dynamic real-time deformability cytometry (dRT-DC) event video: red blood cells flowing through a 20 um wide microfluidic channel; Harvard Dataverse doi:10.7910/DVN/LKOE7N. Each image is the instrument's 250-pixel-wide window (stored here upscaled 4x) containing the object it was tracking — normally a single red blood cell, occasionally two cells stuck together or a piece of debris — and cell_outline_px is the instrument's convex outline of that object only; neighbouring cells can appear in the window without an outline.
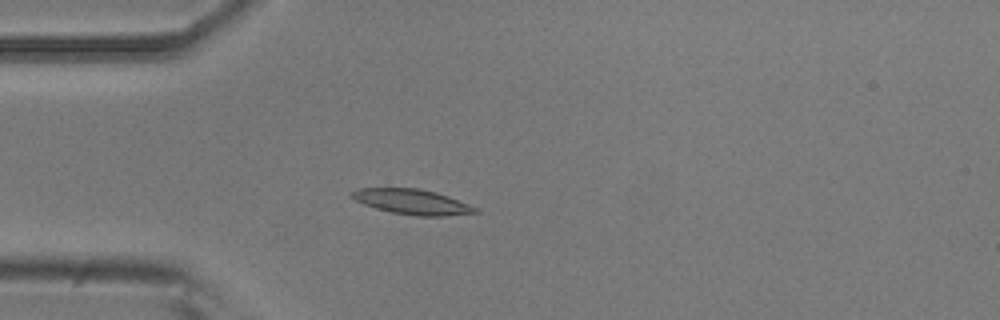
{"species": "common noctule bat (a hibernating species)", "species_latin": "Nyctalus noctula", "temperature_condition": "room temperature", "stored_images_in_passage": 4, "camera_frame_rate_fps": 3000, "um_per_image_px": 0.085, "animal": {"sex": "male", "body_mass_g": 20.5, "forearm_length_mm": 52.5}, "frame": {"image": 1, "passage_image": 4, "time_ms": 1.0, "image_size_px": [1000, 320], "cell_outline_px": [[480, 212], [444, 216], [416, 216], [392, 212], [376, 208], [364, 204], [356, 200], [352, 196], [352, 192], [360, 188], [420, 188], [436, 192], [448, 196], [480, 208]], "centroid_in_image_um": [35.11, 17.16], "position_along_channel_um": 49.9, "area_um2": 18.03}}